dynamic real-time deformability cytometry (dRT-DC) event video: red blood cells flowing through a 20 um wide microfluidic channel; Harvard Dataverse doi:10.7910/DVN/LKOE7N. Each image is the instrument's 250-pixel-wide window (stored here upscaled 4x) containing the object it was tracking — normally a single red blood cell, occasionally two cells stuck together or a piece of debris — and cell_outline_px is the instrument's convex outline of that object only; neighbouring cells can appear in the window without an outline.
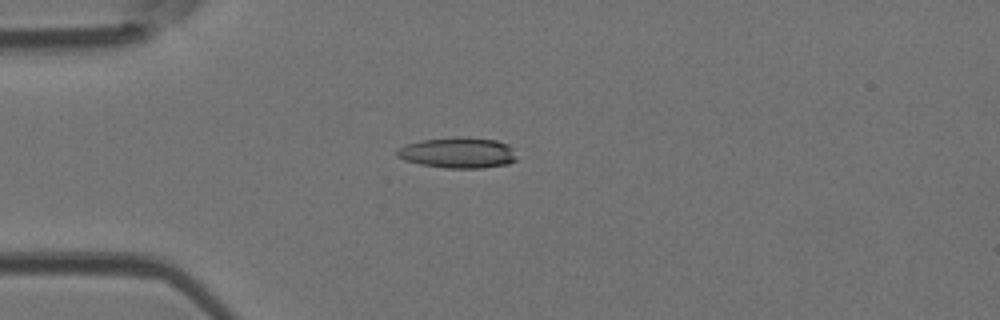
{"species": "Egyptian fruit bat (a non-hibernating species)", "species_latin": "Rousettus aegyptiacus", "temperature_condition": "room temperature", "stored_images_in_passage": 3, "camera_frame_rate_fps": 3000, "um_per_image_px": 0.085, "animal": {"sex": "female"}, "frame": {"image": 1, "passage_image": 3, "time_ms": 0.667, "image_size_px": [1000, 320], "cell_outline_px": [[516, 160], [508, 164], [480, 168], [444, 168], [420, 164], [404, 160], [396, 156], [396, 152], [400, 148], [408, 144], [420, 140], [460, 136], [496, 140], [508, 144], [512, 148]], "centroid_in_image_um": [38.92, 12.98], "position_along_channel_um": 46.1, "area_um2": 21.44}}